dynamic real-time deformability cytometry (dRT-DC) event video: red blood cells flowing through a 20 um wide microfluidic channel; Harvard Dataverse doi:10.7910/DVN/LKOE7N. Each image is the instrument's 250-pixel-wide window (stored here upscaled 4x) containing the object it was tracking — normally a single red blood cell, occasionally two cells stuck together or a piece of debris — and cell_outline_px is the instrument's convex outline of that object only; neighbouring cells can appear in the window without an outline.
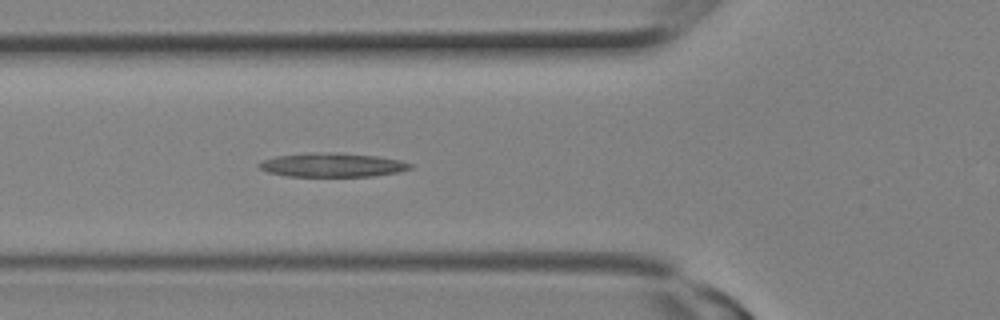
{"species": "Egyptian fruit bat (a non-hibernating species)", "species_latin": "Rousettus aegyptiacus", "temperature_condition": "room temperature", "stored_images_in_passage": 8, "camera_frame_rate_fps": 3000, "um_per_image_px": 0.085, "animal": {"sex": "female"}, "frame": {"image": 1, "passage_image": 8, "time_ms": 2.333, "image_size_px": [1000, 320], "cell_outline_px": [[412, 168], [400, 172], [372, 176], [288, 176], [268, 172], [260, 168], [256, 164], [260, 160], [276, 156], [312, 152], [328, 152], [376, 156], [400, 160], [412, 164]], "centroid_in_image_um": [28.22, 14.02], "position_along_channel_um": 97.6, "area_um2": 21.1}}